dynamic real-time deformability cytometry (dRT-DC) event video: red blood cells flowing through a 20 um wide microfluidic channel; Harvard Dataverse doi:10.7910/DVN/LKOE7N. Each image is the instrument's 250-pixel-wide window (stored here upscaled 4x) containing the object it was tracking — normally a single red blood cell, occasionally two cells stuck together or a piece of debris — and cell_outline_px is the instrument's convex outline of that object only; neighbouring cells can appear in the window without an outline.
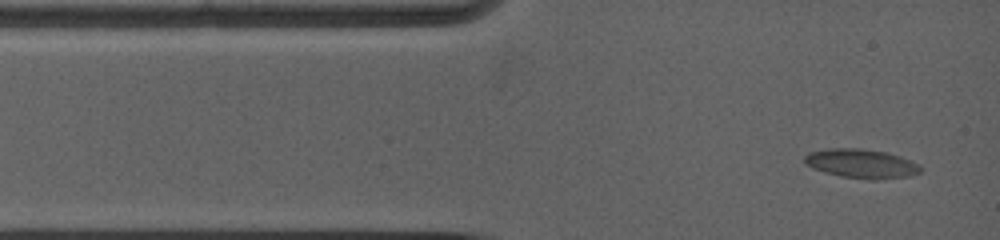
{"species": "common noctule bat (a hibernating species)", "species_latin": "Nyctalus noctula", "temperature_condition": "warm", "stored_images_in_passage": 34, "camera_frame_rate_fps": 5000, "um_per_image_px": 0.085, "animal": {"sex": "female", "body_mass_g": 19.0, "forearm_length_mm": 53.3}, "frame": {"image": 1, "passage_image": 1, "time_ms": 0.0, "image_size_px": [1000, 240], "cell_outline_px": [[920, 172], [912, 176], [876, 180], [872, 180], [840, 176], [824, 172], [812, 168], [804, 164], [804, 156], [808, 152], [836, 148], [852, 148], [884, 152], [900, 156], [920, 164]], "centroid_in_image_um": [73.21, 13.92], "position_along_channel_um": 11.8, "area_um2": 19.65}}
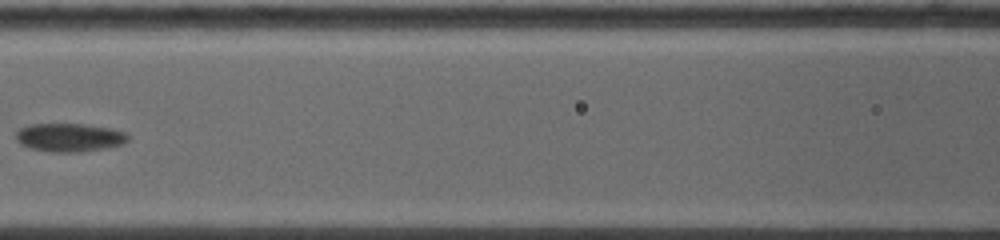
{"frame": {"image": 2, "passage_image": 10, "time_ms": 5.2, "image_size_px": [1000, 240], "cell_outline_px": [[128, 140], [120, 144], [108, 148], [80, 152], [48, 152], [32, 148], [20, 144], [16, 140], [16, 132], [20, 128], [36, 124], [80, 124], [104, 128], [120, 132], [128, 136]], "centroid_in_image_um": [5.83, 11.71], "position_along_channel_um": 160.8, "area_um2": 18.09}}
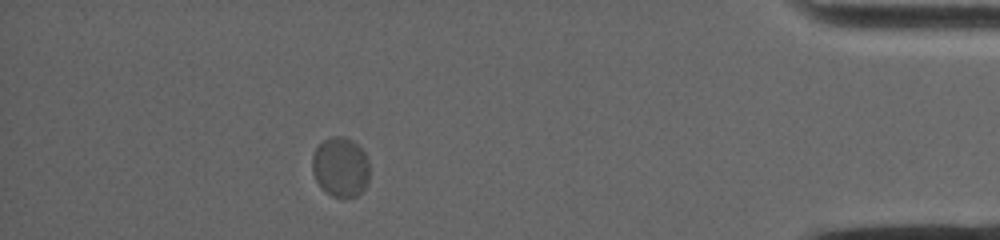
{"frame": {"image": 3, "passage_image": 25, "time_ms": 13.8, "image_size_px": [1000, 240], "cell_outline_px": [[368, 180], [364, 188], [356, 196], [344, 200], [332, 196], [316, 180], [312, 172], [312, 156], [316, 148], [324, 140], [332, 136], [344, 136], [352, 140], [368, 156]], "centroid_in_image_um": [28.95, 14.21], "position_along_channel_um": 406.3, "area_um2": 20.0}}